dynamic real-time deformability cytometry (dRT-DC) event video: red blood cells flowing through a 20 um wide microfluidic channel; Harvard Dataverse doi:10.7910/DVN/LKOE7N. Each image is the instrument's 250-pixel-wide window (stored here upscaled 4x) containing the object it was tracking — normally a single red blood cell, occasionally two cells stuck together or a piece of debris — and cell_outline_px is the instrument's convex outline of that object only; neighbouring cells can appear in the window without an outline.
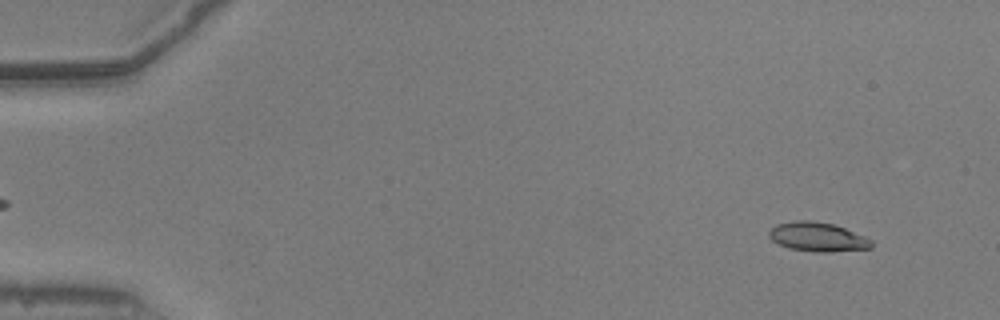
{"species": "common noctule bat (a hibernating species)", "species_latin": "Nyctalus noctula", "temperature_condition": "warm", "stored_images_in_passage": 52, "camera_frame_rate_fps": 3000, "um_per_image_px": 0.085, "animal": {"sex": "male", "body_mass_g": 20.5, "forearm_length_mm": 52.5}, "frame": {"image": 1, "passage_image": 4, "time_ms": 1.0, "image_size_px": [1000, 320], "cell_outline_px": [[872, 248], [832, 252], [816, 252], [788, 248], [772, 240], [768, 236], [768, 232], [776, 224], [796, 220], [808, 220], [832, 224], [844, 228], [864, 236], [872, 240]], "centroid_in_image_um": [69.49, 20.14], "position_along_channel_um": 15.5, "area_um2": 17.34}}
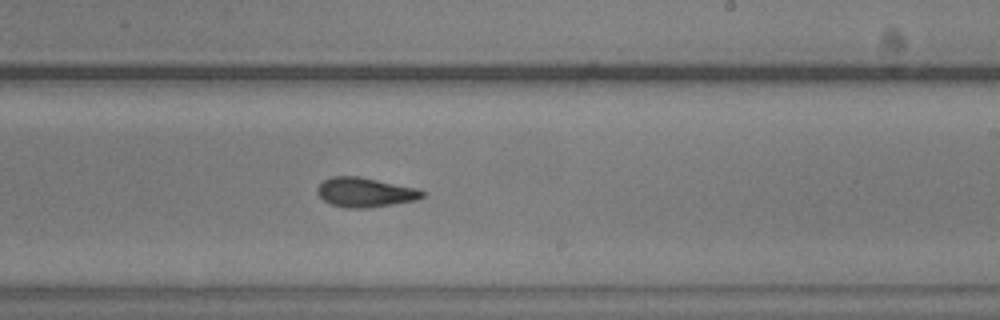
{"frame": {"image": 2, "passage_image": 32, "time_ms": 10.333, "image_size_px": [1000, 320], "cell_outline_px": [[424, 196], [416, 200], [392, 204], [364, 208], [348, 208], [332, 204], [324, 200], [316, 192], [316, 188], [324, 180], [332, 176], [360, 176], [416, 188], [424, 192]], "centroid_in_image_um": [31.01, 16.34], "position_along_channel_um": 258.0, "area_um2": 17.86}}
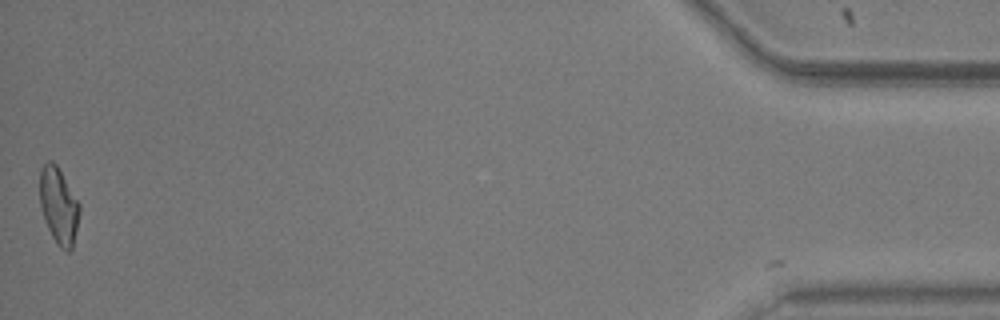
{"frame": {"image": 3, "passage_image": 52, "time_ms": 17.0, "image_size_px": [1000, 320], "cell_outline_px": [[80, 212], [72, 248], [68, 252], [64, 252], [56, 244], [48, 228], [40, 204], [40, 172], [44, 164], [48, 160], [52, 160], [56, 164], [80, 204]], "centroid_in_image_um": [5.0, 17.51], "position_along_channel_um": 430.2, "area_um2": 17.51}, "authors_computed_cell_mechanics": {"area_um2": 17.5712, "velocity_mm_per_s": 3.9256, "shape_relaxation_time_tau1_ms": 6.5556, "shape_relaxation_time_tau2_ms": 2.7789, "deformation_change_tau1": 0.1942, "deformation_change_tau2": 0.1073}}